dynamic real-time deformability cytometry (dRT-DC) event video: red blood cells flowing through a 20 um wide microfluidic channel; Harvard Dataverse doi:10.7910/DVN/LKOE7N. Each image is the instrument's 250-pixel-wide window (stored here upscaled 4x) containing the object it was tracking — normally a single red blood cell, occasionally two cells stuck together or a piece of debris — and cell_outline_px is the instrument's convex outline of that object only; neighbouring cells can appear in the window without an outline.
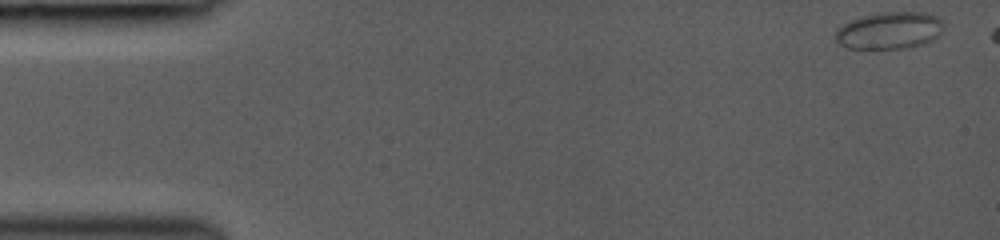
{"species": "common noctule bat (a hibernating species)", "species_latin": "Nyctalus noctula", "temperature_condition": "room temperature", "stored_images_in_passage": 43, "camera_frame_rate_fps": 3000, "um_per_image_px": 0.085, "animal": {"sex": "female", "body_mass_g": 19.0, "forearm_length_mm": 53.3}, "frame": {"image": 1, "passage_image": 1, "time_ms": 0.0, "image_size_px": [1000, 240], "cell_outline_px": [[944, 24], [940, 36], [924, 44], [904, 48], [876, 52], [868, 52], [848, 48], [840, 44], [836, 40], [836, 28], [852, 20], [864, 16], [880, 12], [928, 12], [944, 20]], "centroid_in_image_um": [75.61, 2.64], "position_along_channel_um": 9.4, "area_um2": 24.39}}
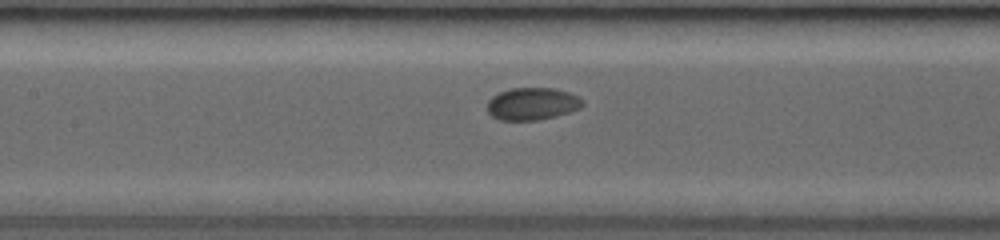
{"frame": {"image": 2, "passage_image": 22, "time_ms": 7.0, "image_size_px": [1000, 240], "cell_outline_px": [[584, 104], [580, 108], [556, 116], [536, 120], [500, 120], [492, 116], [488, 112], [488, 100], [492, 96], [500, 92], [512, 88], [552, 88], [568, 92], [580, 96], [584, 100]], "centroid_in_image_um": [45.26, 8.82], "position_along_channel_um": 162.1, "area_um2": 17.98}}
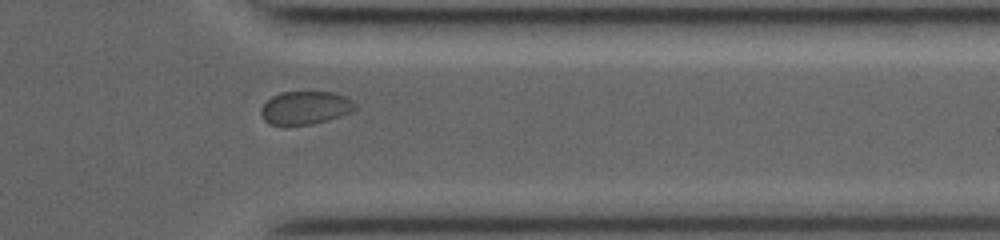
{"frame": {"image": 3, "passage_image": 38, "time_ms": 12.333, "image_size_px": [1000, 240], "cell_outline_px": [[356, 108], [352, 112], [328, 120], [312, 124], [288, 128], [284, 128], [268, 124], [264, 120], [260, 112], [260, 108], [272, 96], [280, 92], [332, 92], [348, 96], [356, 104]], "centroid_in_image_um": [25.92, 9.2], "position_along_channel_um": 385.5, "area_um2": 18.9}}